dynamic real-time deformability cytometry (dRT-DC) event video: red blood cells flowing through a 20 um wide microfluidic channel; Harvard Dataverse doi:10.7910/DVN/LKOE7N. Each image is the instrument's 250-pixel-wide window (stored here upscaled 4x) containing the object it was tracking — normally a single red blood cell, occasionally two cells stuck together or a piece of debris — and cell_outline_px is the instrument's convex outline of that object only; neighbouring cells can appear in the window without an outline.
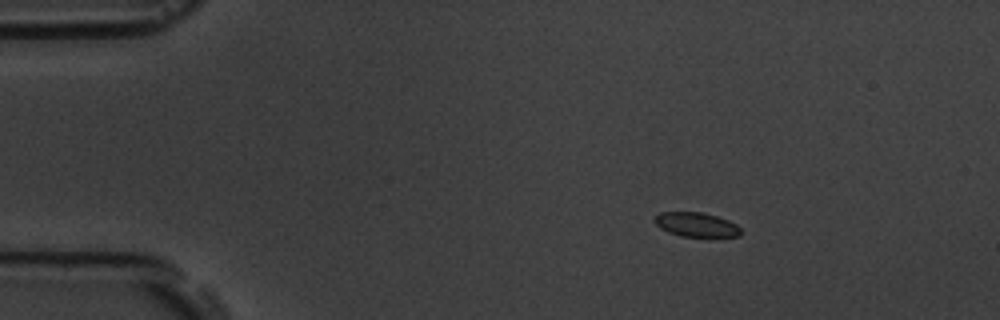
{"species": "common noctule bat (a hibernating species)", "species_latin": "Nyctalus noctula", "temperature_condition": "room temperature", "stored_images_in_passage": 5, "camera_frame_rate_fps": 3000, "um_per_image_px": 0.085, "animal": {"sex": "male", "body_mass_g": 19.5, "forearm_length_mm": 54.6}, "frame": {"image": 1, "passage_image": 2, "time_ms": 1.333, "image_size_px": [1000, 320], "cell_outline_px": [[740, 236], [708, 240], [680, 236], [668, 232], [660, 228], [652, 220], [660, 212], [704, 212], [728, 220], [736, 224], [740, 228]], "centroid_in_image_um": [59.22, 19.15], "position_along_channel_um": 25.8, "area_um2": 13.01}}
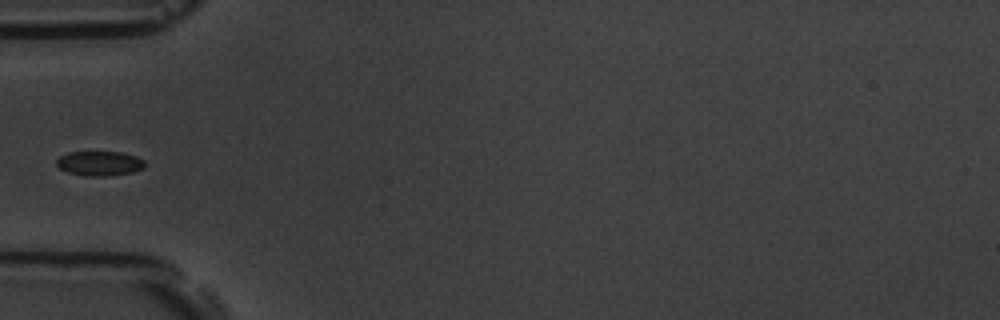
{"frame": {"image": 2, "passage_image": 5, "time_ms": 4.667, "image_size_px": [1000, 320], "cell_outline_px": [[144, 168], [132, 172], [112, 176], [84, 176], [68, 172], [60, 168], [56, 164], [56, 160], [60, 156], [68, 152], [120, 152], [136, 156], [144, 160]], "centroid_in_image_um": [8.46, 13.89], "position_along_channel_um": 76.5, "area_um2": 12.72}}